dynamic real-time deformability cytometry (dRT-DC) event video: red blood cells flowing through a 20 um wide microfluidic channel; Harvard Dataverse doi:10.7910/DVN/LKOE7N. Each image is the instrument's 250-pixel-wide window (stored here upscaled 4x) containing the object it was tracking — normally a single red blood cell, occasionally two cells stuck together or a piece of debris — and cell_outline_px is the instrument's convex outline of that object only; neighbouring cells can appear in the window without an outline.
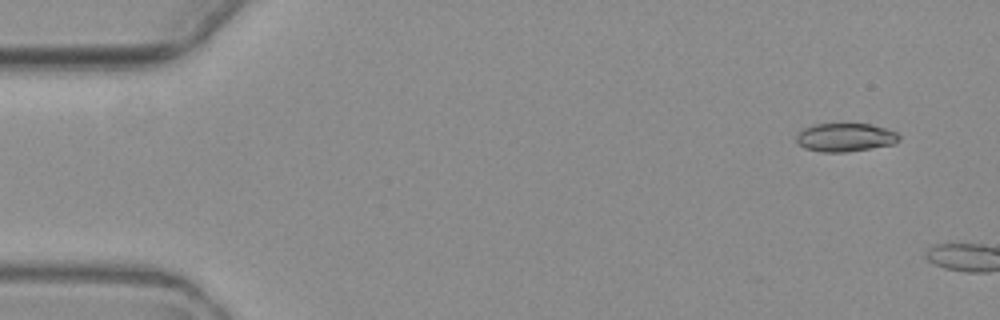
{"species": "common noctule bat (a hibernating species)", "species_latin": "Nyctalus noctula", "temperature_condition": "warm", "stored_images_in_passage": 2, "camera_frame_rate_fps": 3000, "um_per_image_px": 0.085, "animal": {"sex": "female", "body_mass_g": 19.3, "forearm_length_mm": 54.1}, "frame": {"image": 1, "passage_image": 1, "time_ms": 0.0, "image_size_px": [1000, 320], "cell_outline_px": [[900, 140], [896, 144], [844, 152], [820, 152], [804, 148], [796, 140], [796, 136], [804, 128], [816, 124], [872, 124], [888, 128], [896, 132], [900, 136]], "centroid_in_image_um": [71.89, 11.67], "position_along_channel_um": 13.1, "area_um2": 17.05}}